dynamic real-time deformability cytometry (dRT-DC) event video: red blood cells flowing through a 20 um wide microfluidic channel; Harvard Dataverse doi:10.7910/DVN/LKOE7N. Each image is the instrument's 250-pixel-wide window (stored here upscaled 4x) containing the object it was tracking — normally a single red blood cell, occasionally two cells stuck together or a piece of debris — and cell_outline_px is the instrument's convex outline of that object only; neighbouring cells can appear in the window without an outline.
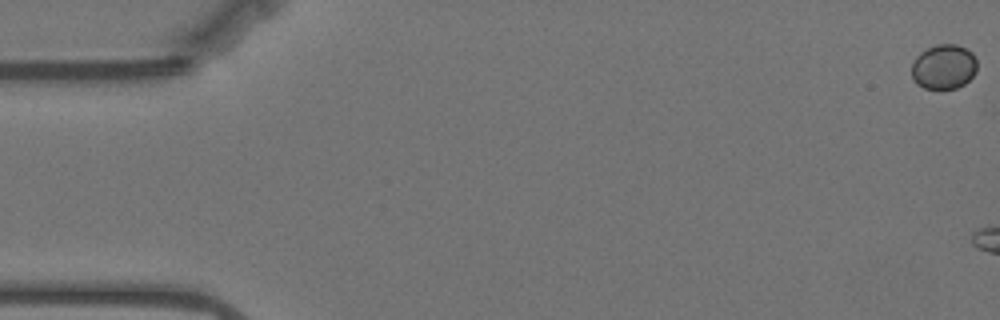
{"species": "Egyptian fruit bat (a non-hibernating species)", "species_latin": "Rousettus aegyptiacus", "temperature_condition": "warm", "stored_images_in_passage": 3, "camera_frame_rate_fps": 3000, "um_per_image_px": 0.085, "animal": {"sex": "female"}, "frame": {"image": 1, "passage_image": 1, "time_ms": 0.0, "image_size_px": [1000, 320], "cell_outline_px": [[976, 72], [964, 84], [956, 88], [924, 88], [916, 84], [912, 76], [912, 64], [916, 56], [920, 52], [936, 44], [956, 44], [972, 52], [976, 60]], "centroid_in_image_um": [80.21, 5.67], "position_along_channel_um": 4.8, "area_um2": 16.99}}